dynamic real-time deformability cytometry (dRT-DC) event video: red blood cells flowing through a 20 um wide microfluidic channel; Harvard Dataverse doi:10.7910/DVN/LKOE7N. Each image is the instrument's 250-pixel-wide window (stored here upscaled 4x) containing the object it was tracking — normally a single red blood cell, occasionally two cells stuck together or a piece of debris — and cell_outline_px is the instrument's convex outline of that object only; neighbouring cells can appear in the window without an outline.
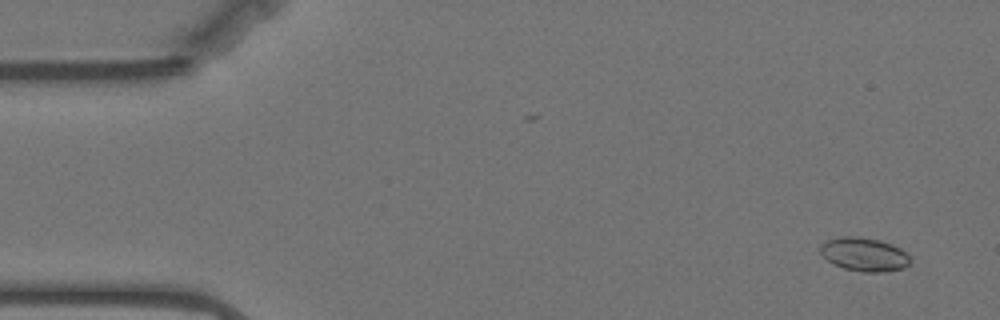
{"species": "Egyptian fruit bat (a non-hibernating species)", "species_latin": "Rousettus aegyptiacus", "temperature_condition": "warm", "stored_images_in_passage": 58, "camera_frame_rate_fps": 3000, "um_per_image_px": 0.085, "animal": {"sex": "female"}, "frame": {"image": 1, "passage_image": 4, "time_ms": 1.0, "image_size_px": [1000, 320], "cell_outline_px": [[908, 264], [904, 268], [884, 272], [864, 272], [844, 268], [828, 260], [820, 252], [820, 248], [828, 240], [840, 236], [856, 236], [880, 240], [892, 244], [908, 252]], "centroid_in_image_um": [73.49, 21.62], "position_along_channel_um": 11.5, "area_um2": 17.4}}
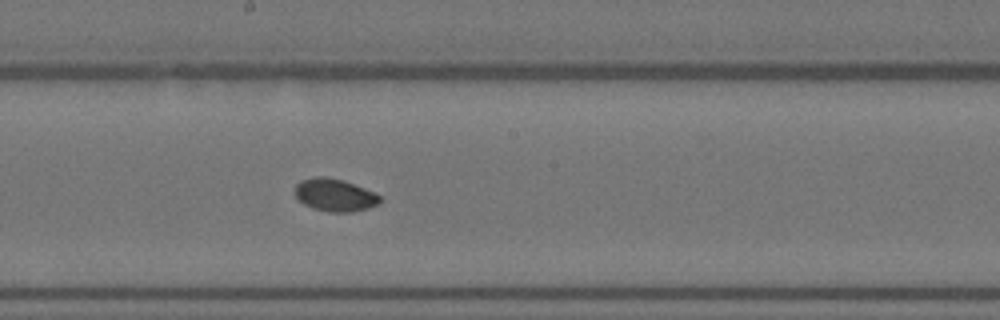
{"frame": {"image": 2, "passage_image": 31, "time_ms": 10.0, "image_size_px": [1000, 320], "cell_outline_px": [[380, 204], [368, 208], [352, 212], [328, 212], [312, 208], [304, 204], [296, 196], [296, 184], [300, 180], [316, 176], [324, 176], [344, 180], [364, 188], [380, 196]], "centroid_in_image_um": [28.45, 16.58], "position_along_channel_um": 219.7, "area_um2": 16.13}}
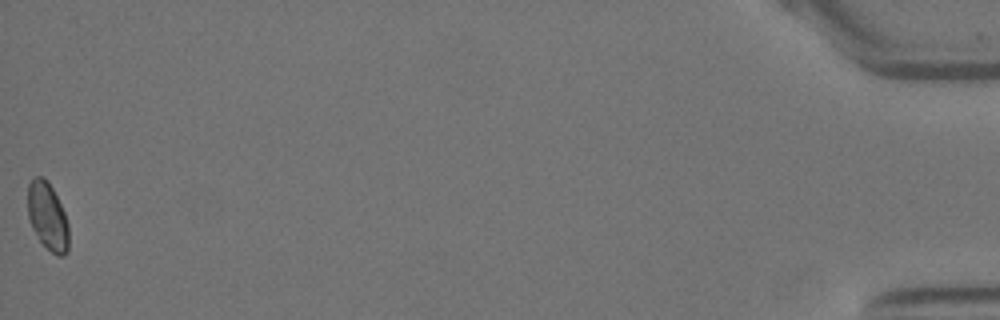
{"frame": {"image": 3, "passage_image": 58, "time_ms": 19.0, "image_size_px": [1000, 320], "cell_outline_px": [[68, 252], [64, 256], [56, 256], [40, 240], [32, 228], [28, 216], [28, 184], [36, 176], [44, 176], [48, 180], [64, 212], [68, 224]], "centroid_in_image_um": [4.05, 18.39], "position_along_channel_um": 431.2, "area_um2": 16.07}}